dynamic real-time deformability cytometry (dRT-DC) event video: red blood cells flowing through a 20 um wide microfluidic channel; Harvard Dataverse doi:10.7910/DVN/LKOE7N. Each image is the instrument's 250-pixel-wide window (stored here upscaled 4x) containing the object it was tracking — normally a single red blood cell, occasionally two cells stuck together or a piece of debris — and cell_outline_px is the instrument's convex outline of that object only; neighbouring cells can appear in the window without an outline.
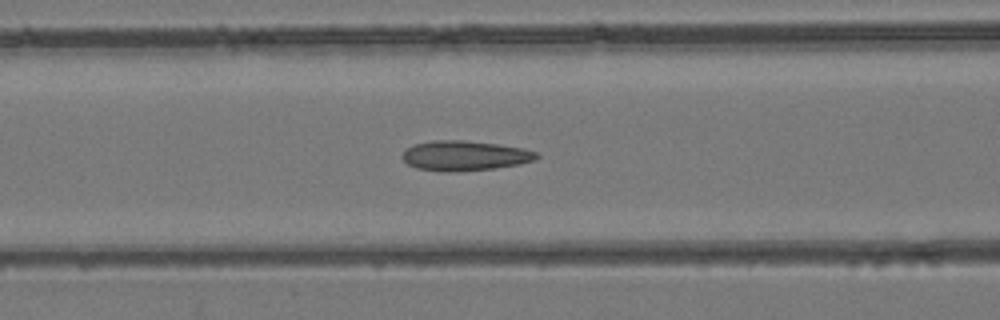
{"species": "common noctule bat (a hibernating species)", "species_latin": "Nyctalus noctula", "temperature_condition": "room temperature", "stored_images_in_passage": 46, "camera_frame_rate_fps": 3000, "um_per_image_px": 0.085, "animal": {"sex": "female", "body_mass_g": 24.6, "forearm_length_mm": 56.2}, "frame": {"image": 1, "passage_image": 17, "time_ms": 5.333, "image_size_px": [1000, 320], "cell_outline_px": [[540, 156], [536, 160], [520, 164], [492, 168], [456, 172], [444, 172], [416, 168], [408, 164], [400, 156], [412, 144], [432, 140], [464, 140], [496, 144], [520, 148], [536, 152]], "centroid_in_image_um": [39.47, 13.23], "position_along_channel_um": 127.1, "area_um2": 23.41}}
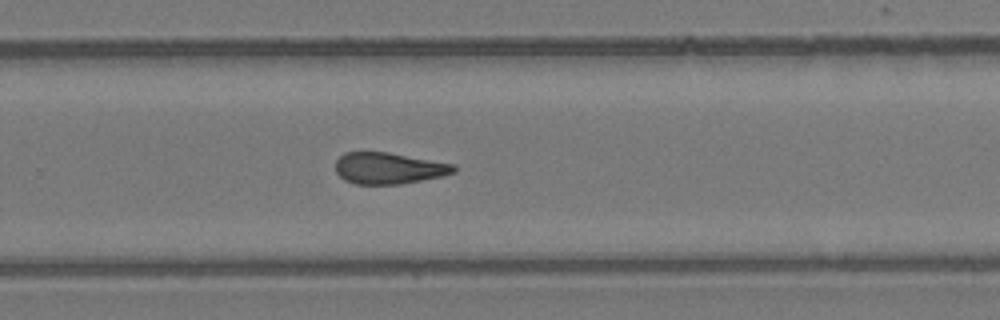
{"frame": {"image": 2, "passage_image": 29, "time_ms": 9.333, "image_size_px": [1000, 320], "cell_outline_px": [[456, 172], [444, 176], [400, 184], [356, 184], [344, 180], [336, 172], [336, 160], [344, 152], [388, 152], [456, 164]], "centroid_in_image_um": [33.07, 14.3], "position_along_channel_um": 296.7, "area_um2": 21.79}}
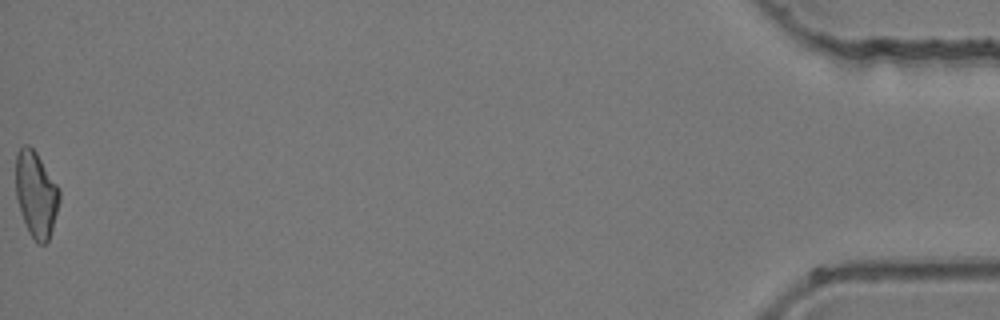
{"frame": {"image": 3, "passage_image": 46, "time_ms": 15.0, "image_size_px": [1000, 320], "cell_outline_px": [[60, 200], [52, 228], [48, 240], [44, 244], [36, 244], [28, 232], [16, 196], [16, 152], [24, 144], [28, 144], [36, 152], [60, 188]], "centroid_in_image_um": [3.07, 16.5], "position_along_channel_um": 432.1, "area_um2": 21.79}}